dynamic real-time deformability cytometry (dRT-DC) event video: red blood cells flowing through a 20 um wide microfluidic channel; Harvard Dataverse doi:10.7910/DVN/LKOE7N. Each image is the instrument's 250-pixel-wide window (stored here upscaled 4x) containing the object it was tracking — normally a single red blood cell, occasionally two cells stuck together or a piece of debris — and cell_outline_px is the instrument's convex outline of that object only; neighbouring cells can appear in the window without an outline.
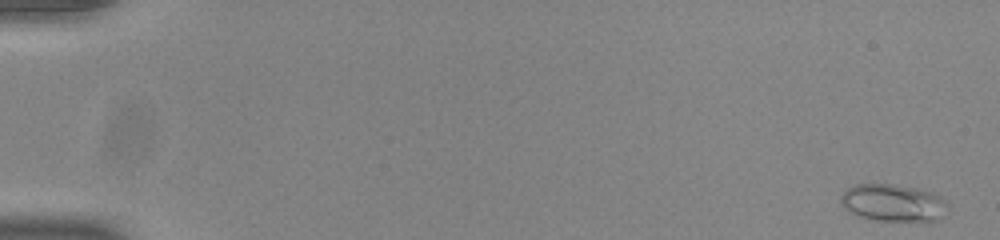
{"species": "common noctule bat (a hibernating species)", "species_latin": "Nyctalus noctula", "temperature_condition": "room temperature", "stored_images_in_passage": 53, "camera_frame_rate_fps": 3000, "um_per_image_px": 0.085, "animal": {"sex": "male", "body_mass_g": 20.0, "forearm_length_mm": 53.3}, "frame": {"image": 1, "passage_image": 1, "time_ms": 0.0, "image_size_px": [1000, 240], "cell_outline_px": [[948, 204], [940, 220], [924, 224], [876, 220], [860, 216], [844, 208], [840, 204], [840, 196], [848, 188], [856, 184], [892, 184], [916, 188], [940, 196]], "centroid_in_image_um": [75.95, 17.29], "position_along_channel_um": 9.0, "area_um2": 23.76}}
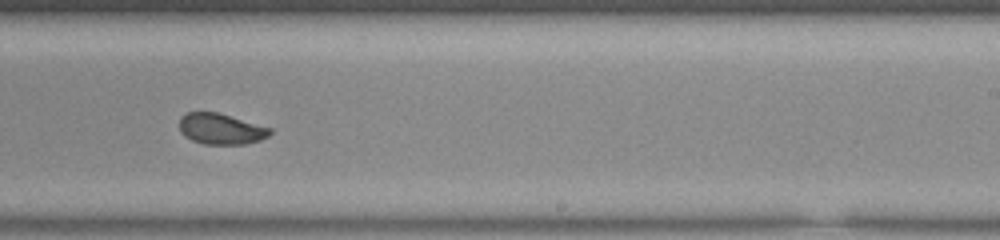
{"frame": {"image": 2, "passage_image": 34, "time_ms": 11.0, "image_size_px": [1000, 240], "cell_outline_px": [[272, 132], [268, 136], [260, 140], [244, 144], [204, 144], [192, 140], [184, 136], [180, 132], [180, 116], [184, 112], [216, 112], [272, 128]], "centroid_in_image_um": [18.75, 10.95], "position_along_channel_um": 270.2, "area_um2": 16.3}}
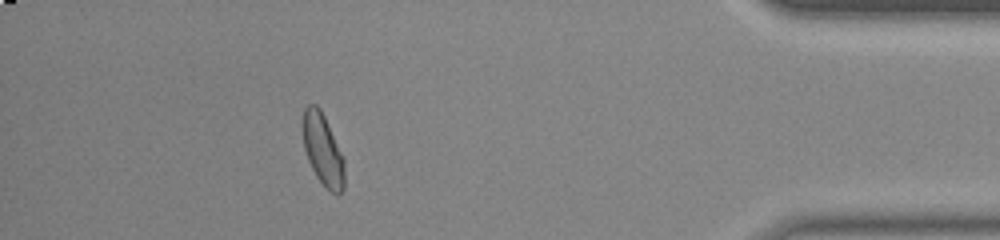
{"frame": {"image": 3, "passage_image": 48, "time_ms": 15.667, "image_size_px": [1000, 240], "cell_outline_px": [[344, 188], [340, 196], [336, 196], [328, 192], [316, 176], [308, 160], [304, 148], [300, 120], [304, 108], [308, 104], [316, 104], [320, 108], [344, 156]], "centroid_in_image_um": [27.43, 12.74], "position_along_channel_um": 407.8, "area_um2": 18.09}, "authors_computed_cell_mechanics": {"area_um2": 17.5712, "velocity_mm_per_s": 3.8834, "shape_relaxation_time_tau1_ms": 8.8501, "shape_relaxation_time_tau2_ms": 1.052, "deformation_change_tau1": 0.1708, "deformation_change_tau2": 0.0488}}